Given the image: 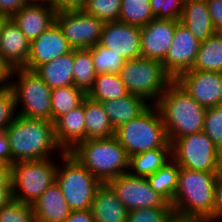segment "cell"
Listing matches in <instances>:
<instances>
[{
	"mask_svg": "<svg viewBox=\"0 0 222 222\" xmlns=\"http://www.w3.org/2000/svg\"><path fill=\"white\" fill-rule=\"evenodd\" d=\"M83 10L104 23L119 21L121 0H87Z\"/></svg>",
	"mask_w": 222,
	"mask_h": 222,
	"instance_id": "obj_35",
	"label": "cell"
},
{
	"mask_svg": "<svg viewBox=\"0 0 222 222\" xmlns=\"http://www.w3.org/2000/svg\"><path fill=\"white\" fill-rule=\"evenodd\" d=\"M101 46L119 54L126 61L141 57L140 27L120 21L105 22Z\"/></svg>",
	"mask_w": 222,
	"mask_h": 222,
	"instance_id": "obj_15",
	"label": "cell"
},
{
	"mask_svg": "<svg viewBox=\"0 0 222 222\" xmlns=\"http://www.w3.org/2000/svg\"><path fill=\"white\" fill-rule=\"evenodd\" d=\"M0 157L12 165L11 147L5 130L0 131Z\"/></svg>",
	"mask_w": 222,
	"mask_h": 222,
	"instance_id": "obj_45",
	"label": "cell"
},
{
	"mask_svg": "<svg viewBox=\"0 0 222 222\" xmlns=\"http://www.w3.org/2000/svg\"><path fill=\"white\" fill-rule=\"evenodd\" d=\"M118 142L129 157L151 149L172 148L156 105H150L138 117L115 129Z\"/></svg>",
	"mask_w": 222,
	"mask_h": 222,
	"instance_id": "obj_5",
	"label": "cell"
},
{
	"mask_svg": "<svg viewBox=\"0 0 222 222\" xmlns=\"http://www.w3.org/2000/svg\"><path fill=\"white\" fill-rule=\"evenodd\" d=\"M191 70L222 73V33H215L200 42L198 54Z\"/></svg>",
	"mask_w": 222,
	"mask_h": 222,
	"instance_id": "obj_28",
	"label": "cell"
},
{
	"mask_svg": "<svg viewBox=\"0 0 222 222\" xmlns=\"http://www.w3.org/2000/svg\"><path fill=\"white\" fill-rule=\"evenodd\" d=\"M56 13L48 3H28L11 18L31 42L55 24Z\"/></svg>",
	"mask_w": 222,
	"mask_h": 222,
	"instance_id": "obj_18",
	"label": "cell"
},
{
	"mask_svg": "<svg viewBox=\"0 0 222 222\" xmlns=\"http://www.w3.org/2000/svg\"><path fill=\"white\" fill-rule=\"evenodd\" d=\"M194 220L173 214L167 222H193Z\"/></svg>",
	"mask_w": 222,
	"mask_h": 222,
	"instance_id": "obj_50",
	"label": "cell"
},
{
	"mask_svg": "<svg viewBox=\"0 0 222 222\" xmlns=\"http://www.w3.org/2000/svg\"><path fill=\"white\" fill-rule=\"evenodd\" d=\"M73 61L74 86L88 94L97 76L91 49H73Z\"/></svg>",
	"mask_w": 222,
	"mask_h": 222,
	"instance_id": "obj_31",
	"label": "cell"
},
{
	"mask_svg": "<svg viewBox=\"0 0 222 222\" xmlns=\"http://www.w3.org/2000/svg\"><path fill=\"white\" fill-rule=\"evenodd\" d=\"M51 97L52 122L54 123L60 116L81 105L87 94L73 85L53 89Z\"/></svg>",
	"mask_w": 222,
	"mask_h": 222,
	"instance_id": "obj_32",
	"label": "cell"
},
{
	"mask_svg": "<svg viewBox=\"0 0 222 222\" xmlns=\"http://www.w3.org/2000/svg\"><path fill=\"white\" fill-rule=\"evenodd\" d=\"M26 4V0H0V15L11 18Z\"/></svg>",
	"mask_w": 222,
	"mask_h": 222,
	"instance_id": "obj_43",
	"label": "cell"
},
{
	"mask_svg": "<svg viewBox=\"0 0 222 222\" xmlns=\"http://www.w3.org/2000/svg\"><path fill=\"white\" fill-rule=\"evenodd\" d=\"M174 81L206 109L222 105L221 72L188 70Z\"/></svg>",
	"mask_w": 222,
	"mask_h": 222,
	"instance_id": "obj_13",
	"label": "cell"
},
{
	"mask_svg": "<svg viewBox=\"0 0 222 222\" xmlns=\"http://www.w3.org/2000/svg\"><path fill=\"white\" fill-rule=\"evenodd\" d=\"M172 158V148L151 149L130 156L128 172L137 177H148L154 174ZM135 171H132V170ZM132 171V172H131Z\"/></svg>",
	"mask_w": 222,
	"mask_h": 222,
	"instance_id": "obj_27",
	"label": "cell"
},
{
	"mask_svg": "<svg viewBox=\"0 0 222 222\" xmlns=\"http://www.w3.org/2000/svg\"><path fill=\"white\" fill-rule=\"evenodd\" d=\"M56 23L72 49H90L100 43L104 22L84 10L57 12Z\"/></svg>",
	"mask_w": 222,
	"mask_h": 222,
	"instance_id": "obj_11",
	"label": "cell"
},
{
	"mask_svg": "<svg viewBox=\"0 0 222 222\" xmlns=\"http://www.w3.org/2000/svg\"><path fill=\"white\" fill-rule=\"evenodd\" d=\"M63 167L57 166L56 182L72 211L91 209L98 187L102 184L70 153L61 152Z\"/></svg>",
	"mask_w": 222,
	"mask_h": 222,
	"instance_id": "obj_7",
	"label": "cell"
},
{
	"mask_svg": "<svg viewBox=\"0 0 222 222\" xmlns=\"http://www.w3.org/2000/svg\"><path fill=\"white\" fill-rule=\"evenodd\" d=\"M90 49L97 75L104 73L118 74L126 62L119 54L101 46L99 43L92 46Z\"/></svg>",
	"mask_w": 222,
	"mask_h": 222,
	"instance_id": "obj_34",
	"label": "cell"
},
{
	"mask_svg": "<svg viewBox=\"0 0 222 222\" xmlns=\"http://www.w3.org/2000/svg\"><path fill=\"white\" fill-rule=\"evenodd\" d=\"M85 140L108 138L115 135L106 111L100 102L84 99Z\"/></svg>",
	"mask_w": 222,
	"mask_h": 222,
	"instance_id": "obj_26",
	"label": "cell"
},
{
	"mask_svg": "<svg viewBox=\"0 0 222 222\" xmlns=\"http://www.w3.org/2000/svg\"><path fill=\"white\" fill-rule=\"evenodd\" d=\"M200 42L179 21L176 23L172 44L161 62L164 70L175 80L193 67Z\"/></svg>",
	"mask_w": 222,
	"mask_h": 222,
	"instance_id": "obj_14",
	"label": "cell"
},
{
	"mask_svg": "<svg viewBox=\"0 0 222 222\" xmlns=\"http://www.w3.org/2000/svg\"><path fill=\"white\" fill-rule=\"evenodd\" d=\"M127 94L119 74L104 73L96 76L94 85L87 96L93 101L102 103L124 97Z\"/></svg>",
	"mask_w": 222,
	"mask_h": 222,
	"instance_id": "obj_30",
	"label": "cell"
},
{
	"mask_svg": "<svg viewBox=\"0 0 222 222\" xmlns=\"http://www.w3.org/2000/svg\"><path fill=\"white\" fill-rule=\"evenodd\" d=\"M206 2L216 33H222V0H207Z\"/></svg>",
	"mask_w": 222,
	"mask_h": 222,
	"instance_id": "obj_41",
	"label": "cell"
},
{
	"mask_svg": "<svg viewBox=\"0 0 222 222\" xmlns=\"http://www.w3.org/2000/svg\"><path fill=\"white\" fill-rule=\"evenodd\" d=\"M36 222H64L72 210L55 181L32 204Z\"/></svg>",
	"mask_w": 222,
	"mask_h": 222,
	"instance_id": "obj_20",
	"label": "cell"
},
{
	"mask_svg": "<svg viewBox=\"0 0 222 222\" xmlns=\"http://www.w3.org/2000/svg\"><path fill=\"white\" fill-rule=\"evenodd\" d=\"M0 171H11V165L4 159L0 157Z\"/></svg>",
	"mask_w": 222,
	"mask_h": 222,
	"instance_id": "obj_51",
	"label": "cell"
},
{
	"mask_svg": "<svg viewBox=\"0 0 222 222\" xmlns=\"http://www.w3.org/2000/svg\"><path fill=\"white\" fill-rule=\"evenodd\" d=\"M102 105L106 111L112 127L117 129L121 125L142 114L151 104L143 97L128 93L124 97L104 101Z\"/></svg>",
	"mask_w": 222,
	"mask_h": 222,
	"instance_id": "obj_24",
	"label": "cell"
},
{
	"mask_svg": "<svg viewBox=\"0 0 222 222\" xmlns=\"http://www.w3.org/2000/svg\"><path fill=\"white\" fill-rule=\"evenodd\" d=\"M14 74L18 79L10 82V87L15 95L16 109L19 103L22 104V111L18 115L52 121V89L32 70L12 69L11 79Z\"/></svg>",
	"mask_w": 222,
	"mask_h": 222,
	"instance_id": "obj_8",
	"label": "cell"
},
{
	"mask_svg": "<svg viewBox=\"0 0 222 222\" xmlns=\"http://www.w3.org/2000/svg\"><path fill=\"white\" fill-rule=\"evenodd\" d=\"M221 172H204L180 167L177 190L171 203L175 215L213 222L215 189Z\"/></svg>",
	"mask_w": 222,
	"mask_h": 222,
	"instance_id": "obj_1",
	"label": "cell"
},
{
	"mask_svg": "<svg viewBox=\"0 0 222 222\" xmlns=\"http://www.w3.org/2000/svg\"><path fill=\"white\" fill-rule=\"evenodd\" d=\"M68 153L101 183H108L129 170L130 157L115 136L87 139Z\"/></svg>",
	"mask_w": 222,
	"mask_h": 222,
	"instance_id": "obj_4",
	"label": "cell"
},
{
	"mask_svg": "<svg viewBox=\"0 0 222 222\" xmlns=\"http://www.w3.org/2000/svg\"><path fill=\"white\" fill-rule=\"evenodd\" d=\"M5 131L11 147L12 164L48 159L50 153L56 149L64 152L56 140L52 121L17 115Z\"/></svg>",
	"mask_w": 222,
	"mask_h": 222,
	"instance_id": "obj_2",
	"label": "cell"
},
{
	"mask_svg": "<svg viewBox=\"0 0 222 222\" xmlns=\"http://www.w3.org/2000/svg\"><path fill=\"white\" fill-rule=\"evenodd\" d=\"M185 0H150L151 13L156 19L179 21Z\"/></svg>",
	"mask_w": 222,
	"mask_h": 222,
	"instance_id": "obj_38",
	"label": "cell"
},
{
	"mask_svg": "<svg viewBox=\"0 0 222 222\" xmlns=\"http://www.w3.org/2000/svg\"><path fill=\"white\" fill-rule=\"evenodd\" d=\"M179 22L199 41L203 42L216 33L206 1L185 0Z\"/></svg>",
	"mask_w": 222,
	"mask_h": 222,
	"instance_id": "obj_23",
	"label": "cell"
},
{
	"mask_svg": "<svg viewBox=\"0 0 222 222\" xmlns=\"http://www.w3.org/2000/svg\"><path fill=\"white\" fill-rule=\"evenodd\" d=\"M28 3H48L51 4L52 0H26Z\"/></svg>",
	"mask_w": 222,
	"mask_h": 222,
	"instance_id": "obj_52",
	"label": "cell"
},
{
	"mask_svg": "<svg viewBox=\"0 0 222 222\" xmlns=\"http://www.w3.org/2000/svg\"><path fill=\"white\" fill-rule=\"evenodd\" d=\"M0 222H36L33 207L13 199L0 209Z\"/></svg>",
	"mask_w": 222,
	"mask_h": 222,
	"instance_id": "obj_36",
	"label": "cell"
},
{
	"mask_svg": "<svg viewBox=\"0 0 222 222\" xmlns=\"http://www.w3.org/2000/svg\"><path fill=\"white\" fill-rule=\"evenodd\" d=\"M50 159L20 161L11 165L15 200L32 205L56 181L57 165Z\"/></svg>",
	"mask_w": 222,
	"mask_h": 222,
	"instance_id": "obj_9",
	"label": "cell"
},
{
	"mask_svg": "<svg viewBox=\"0 0 222 222\" xmlns=\"http://www.w3.org/2000/svg\"><path fill=\"white\" fill-rule=\"evenodd\" d=\"M172 159L179 167L204 172H222V152L202 131L177 138Z\"/></svg>",
	"mask_w": 222,
	"mask_h": 222,
	"instance_id": "obj_10",
	"label": "cell"
},
{
	"mask_svg": "<svg viewBox=\"0 0 222 222\" xmlns=\"http://www.w3.org/2000/svg\"><path fill=\"white\" fill-rule=\"evenodd\" d=\"M154 18L150 0H121L120 22L143 27Z\"/></svg>",
	"mask_w": 222,
	"mask_h": 222,
	"instance_id": "obj_33",
	"label": "cell"
},
{
	"mask_svg": "<svg viewBox=\"0 0 222 222\" xmlns=\"http://www.w3.org/2000/svg\"><path fill=\"white\" fill-rule=\"evenodd\" d=\"M219 219L220 220L222 219V172L218 175L216 189H215L213 222H216Z\"/></svg>",
	"mask_w": 222,
	"mask_h": 222,
	"instance_id": "obj_44",
	"label": "cell"
},
{
	"mask_svg": "<svg viewBox=\"0 0 222 222\" xmlns=\"http://www.w3.org/2000/svg\"><path fill=\"white\" fill-rule=\"evenodd\" d=\"M118 74L128 93L151 100L153 105L174 81L161 61L143 57L126 61Z\"/></svg>",
	"mask_w": 222,
	"mask_h": 222,
	"instance_id": "obj_6",
	"label": "cell"
},
{
	"mask_svg": "<svg viewBox=\"0 0 222 222\" xmlns=\"http://www.w3.org/2000/svg\"><path fill=\"white\" fill-rule=\"evenodd\" d=\"M55 137L64 152L85 141L84 101L54 122Z\"/></svg>",
	"mask_w": 222,
	"mask_h": 222,
	"instance_id": "obj_21",
	"label": "cell"
},
{
	"mask_svg": "<svg viewBox=\"0 0 222 222\" xmlns=\"http://www.w3.org/2000/svg\"><path fill=\"white\" fill-rule=\"evenodd\" d=\"M11 184V171H0V187H8Z\"/></svg>",
	"mask_w": 222,
	"mask_h": 222,
	"instance_id": "obj_49",
	"label": "cell"
},
{
	"mask_svg": "<svg viewBox=\"0 0 222 222\" xmlns=\"http://www.w3.org/2000/svg\"><path fill=\"white\" fill-rule=\"evenodd\" d=\"M73 51L62 29L55 22L48 30L31 41L27 64L23 67L34 71L39 65L53 61Z\"/></svg>",
	"mask_w": 222,
	"mask_h": 222,
	"instance_id": "obj_16",
	"label": "cell"
},
{
	"mask_svg": "<svg viewBox=\"0 0 222 222\" xmlns=\"http://www.w3.org/2000/svg\"><path fill=\"white\" fill-rule=\"evenodd\" d=\"M6 19H7V17L0 15V36H1V31H2L3 24H4Z\"/></svg>",
	"mask_w": 222,
	"mask_h": 222,
	"instance_id": "obj_53",
	"label": "cell"
},
{
	"mask_svg": "<svg viewBox=\"0 0 222 222\" xmlns=\"http://www.w3.org/2000/svg\"><path fill=\"white\" fill-rule=\"evenodd\" d=\"M94 222H127L128 210L108 183H102L91 205Z\"/></svg>",
	"mask_w": 222,
	"mask_h": 222,
	"instance_id": "obj_22",
	"label": "cell"
},
{
	"mask_svg": "<svg viewBox=\"0 0 222 222\" xmlns=\"http://www.w3.org/2000/svg\"><path fill=\"white\" fill-rule=\"evenodd\" d=\"M64 222H94L92 212L88 210L72 211Z\"/></svg>",
	"mask_w": 222,
	"mask_h": 222,
	"instance_id": "obj_47",
	"label": "cell"
},
{
	"mask_svg": "<svg viewBox=\"0 0 222 222\" xmlns=\"http://www.w3.org/2000/svg\"><path fill=\"white\" fill-rule=\"evenodd\" d=\"M177 22L154 18L140 27L141 57L162 62L172 44Z\"/></svg>",
	"mask_w": 222,
	"mask_h": 222,
	"instance_id": "obj_17",
	"label": "cell"
},
{
	"mask_svg": "<svg viewBox=\"0 0 222 222\" xmlns=\"http://www.w3.org/2000/svg\"><path fill=\"white\" fill-rule=\"evenodd\" d=\"M15 95L11 87L0 91V131L7 127L17 117Z\"/></svg>",
	"mask_w": 222,
	"mask_h": 222,
	"instance_id": "obj_40",
	"label": "cell"
},
{
	"mask_svg": "<svg viewBox=\"0 0 222 222\" xmlns=\"http://www.w3.org/2000/svg\"><path fill=\"white\" fill-rule=\"evenodd\" d=\"M193 222H210V221H196V220H194Z\"/></svg>",
	"mask_w": 222,
	"mask_h": 222,
	"instance_id": "obj_54",
	"label": "cell"
},
{
	"mask_svg": "<svg viewBox=\"0 0 222 222\" xmlns=\"http://www.w3.org/2000/svg\"><path fill=\"white\" fill-rule=\"evenodd\" d=\"M11 72L12 69L0 57V91L10 87Z\"/></svg>",
	"mask_w": 222,
	"mask_h": 222,
	"instance_id": "obj_46",
	"label": "cell"
},
{
	"mask_svg": "<svg viewBox=\"0 0 222 222\" xmlns=\"http://www.w3.org/2000/svg\"><path fill=\"white\" fill-rule=\"evenodd\" d=\"M31 42L21 32L18 25L7 18L0 36V57L11 69L23 68L28 61Z\"/></svg>",
	"mask_w": 222,
	"mask_h": 222,
	"instance_id": "obj_19",
	"label": "cell"
},
{
	"mask_svg": "<svg viewBox=\"0 0 222 222\" xmlns=\"http://www.w3.org/2000/svg\"><path fill=\"white\" fill-rule=\"evenodd\" d=\"M180 167L171 158L154 174L147 177L151 188L162 195L170 204L173 202L179 179Z\"/></svg>",
	"mask_w": 222,
	"mask_h": 222,
	"instance_id": "obj_29",
	"label": "cell"
},
{
	"mask_svg": "<svg viewBox=\"0 0 222 222\" xmlns=\"http://www.w3.org/2000/svg\"><path fill=\"white\" fill-rule=\"evenodd\" d=\"M87 0H52L50 4L56 12L83 10Z\"/></svg>",
	"mask_w": 222,
	"mask_h": 222,
	"instance_id": "obj_42",
	"label": "cell"
},
{
	"mask_svg": "<svg viewBox=\"0 0 222 222\" xmlns=\"http://www.w3.org/2000/svg\"><path fill=\"white\" fill-rule=\"evenodd\" d=\"M73 51L39 65L34 72L53 90L73 86Z\"/></svg>",
	"mask_w": 222,
	"mask_h": 222,
	"instance_id": "obj_25",
	"label": "cell"
},
{
	"mask_svg": "<svg viewBox=\"0 0 222 222\" xmlns=\"http://www.w3.org/2000/svg\"><path fill=\"white\" fill-rule=\"evenodd\" d=\"M14 199L12 183L8 187H0V209Z\"/></svg>",
	"mask_w": 222,
	"mask_h": 222,
	"instance_id": "obj_48",
	"label": "cell"
},
{
	"mask_svg": "<svg viewBox=\"0 0 222 222\" xmlns=\"http://www.w3.org/2000/svg\"><path fill=\"white\" fill-rule=\"evenodd\" d=\"M128 211L141 208L172 207L158 192H155L146 177H137L129 172L108 182Z\"/></svg>",
	"mask_w": 222,
	"mask_h": 222,
	"instance_id": "obj_12",
	"label": "cell"
},
{
	"mask_svg": "<svg viewBox=\"0 0 222 222\" xmlns=\"http://www.w3.org/2000/svg\"><path fill=\"white\" fill-rule=\"evenodd\" d=\"M203 132L222 152V105L206 109Z\"/></svg>",
	"mask_w": 222,
	"mask_h": 222,
	"instance_id": "obj_37",
	"label": "cell"
},
{
	"mask_svg": "<svg viewBox=\"0 0 222 222\" xmlns=\"http://www.w3.org/2000/svg\"><path fill=\"white\" fill-rule=\"evenodd\" d=\"M173 214L172 207H145L129 211L127 222H167Z\"/></svg>",
	"mask_w": 222,
	"mask_h": 222,
	"instance_id": "obj_39",
	"label": "cell"
},
{
	"mask_svg": "<svg viewBox=\"0 0 222 222\" xmlns=\"http://www.w3.org/2000/svg\"><path fill=\"white\" fill-rule=\"evenodd\" d=\"M159 109L169 142L203 131L206 108L198 104L175 81L155 104Z\"/></svg>",
	"mask_w": 222,
	"mask_h": 222,
	"instance_id": "obj_3",
	"label": "cell"
}]
</instances>
